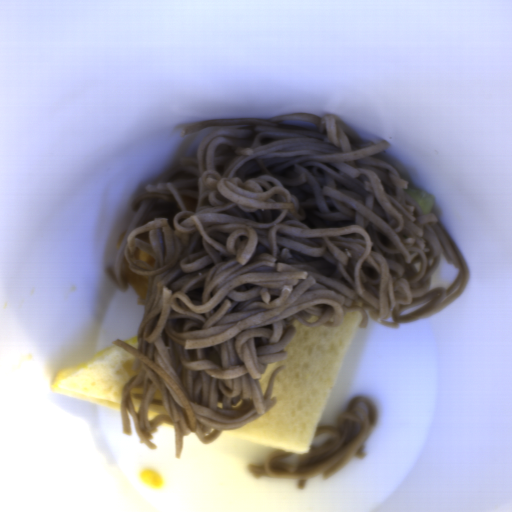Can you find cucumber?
<instances>
[{"mask_svg": "<svg viewBox=\"0 0 512 512\" xmlns=\"http://www.w3.org/2000/svg\"><path fill=\"white\" fill-rule=\"evenodd\" d=\"M423 214H433L435 201L433 192L406 187L404 190Z\"/></svg>", "mask_w": 512, "mask_h": 512, "instance_id": "cucumber-1", "label": "cucumber"}]
</instances>
